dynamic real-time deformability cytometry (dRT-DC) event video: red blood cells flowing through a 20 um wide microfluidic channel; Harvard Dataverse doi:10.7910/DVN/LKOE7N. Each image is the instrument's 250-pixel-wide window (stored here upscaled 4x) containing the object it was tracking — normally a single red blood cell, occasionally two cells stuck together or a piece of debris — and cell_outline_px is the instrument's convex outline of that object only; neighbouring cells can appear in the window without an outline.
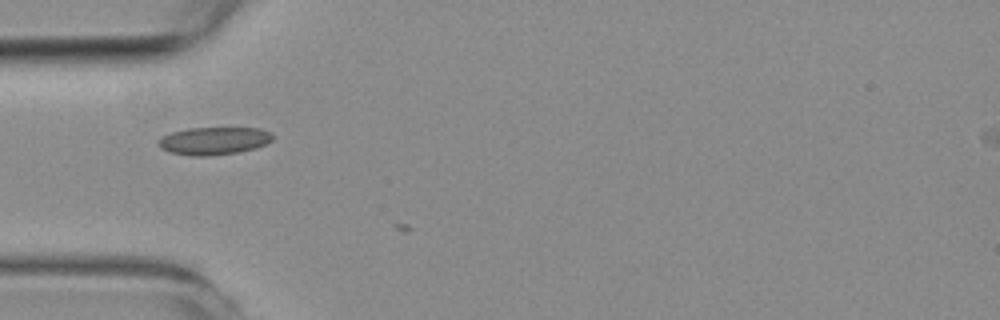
{"species": "common noctule bat (a hibernating species)", "species_latin": "Nyctalus noctula", "temperature_condition": "room temperature", "stored_images_in_passage": 4, "camera_frame_rate_fps": 3000, "um_per_image_px": 0.085, "animal": {"sex": "female", "body_mass_g": 19.3, "forearm_length_mm": 54.1}, "frame": {"image": 1, "passage_image": 3, "time_ms": 0.667, "image_size_px": [1000, 320], "cell_outline_px": [[276, 136], [272, 140], [256, 148], [236, 152], [208, 156], [192, 156], [168, 152], [160, 148], [156, 144], [156, 140], [160, 136], [172, 132], [188, 128], [260, 128], [272, 132]], "centroid_in_image_um": [18.14, 11.96], "position_along_channel_um": 66.9, "area_um2": 18.73}}